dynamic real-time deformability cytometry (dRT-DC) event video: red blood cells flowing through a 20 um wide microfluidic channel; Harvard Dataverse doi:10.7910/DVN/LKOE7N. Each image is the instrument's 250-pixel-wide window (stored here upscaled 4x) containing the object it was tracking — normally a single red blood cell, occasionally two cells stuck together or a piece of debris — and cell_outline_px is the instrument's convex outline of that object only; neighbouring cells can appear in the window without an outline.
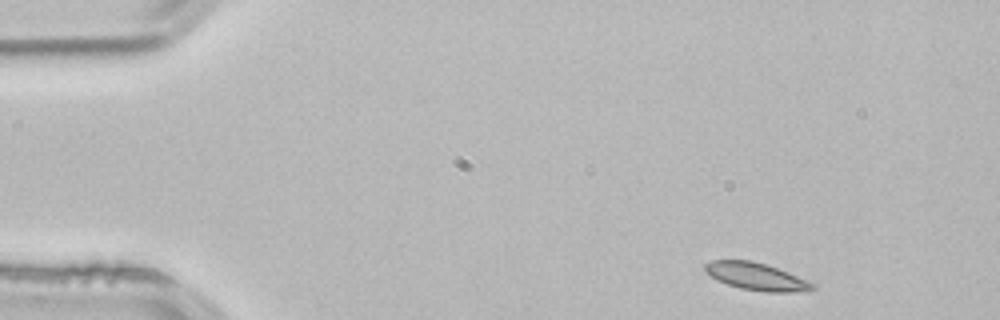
{"species": "common noctule bat (a hibernating species)", "species_latin": "Nyctalus noctula", "temperature_condition": "room temperature", "stored_images_in_passage": 49, "camera_frame_rate_fps": 3000, "um_per_image_px": 0.085, "animal": {"sex": "male", "body_mass_g": 21.5, "forearm_length_mm": 52.0}, "frame": {"image": 1, "passage_image": 2, "time_ms": 0.333, "image_size_px": [1000, 320], "cell_outline_px": [[816, 288], [792, 292], [768, 292], [740, 288], [716, 280], [704, 272], [704, 264], [712, 260], [752, 260], [776, 268], [816, 284]], "centroid_in_image_um": [64.22, 23.49], "position_along_channel_um": 20.8, "area_um2": 16.94}}
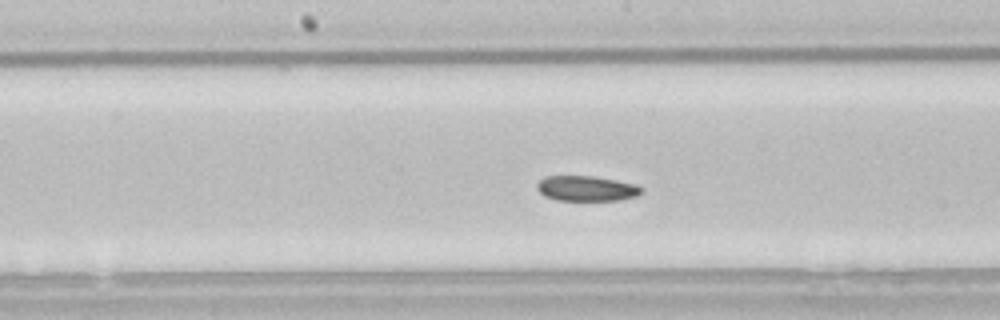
{"frame": {"image": 2, "passage_image": 23, "time_ms": 7.333, "image_size_px": [1000, 320], "cell_outline_px": [[644, 192], [636, 196], [620, 200], [556, 200], [544, 196], [536, 188], [536, 184], [544, 176], [592, 176], [616, 180], [636, 184], [644, 188]], "centroid_in_image_um": [49.87, 16.02], "position_along_channel_um": 198.3, "area_um2": 15.49}}
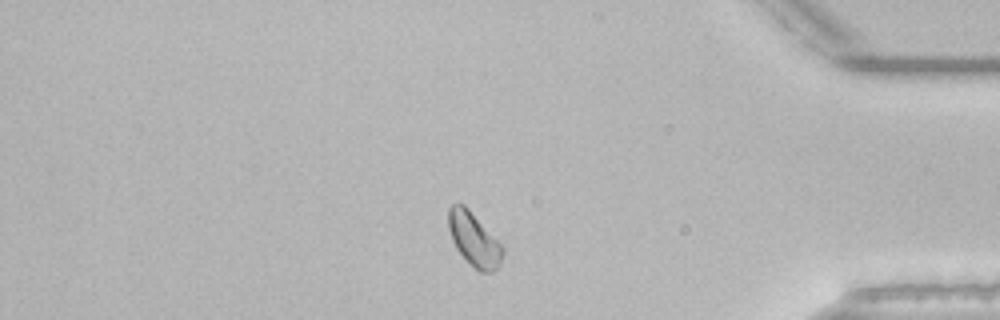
{"frame": {"image": 3, "passage_image": 41, "time_ms": 13.333, "image_size_px": [1000, 320], "cell_outline_px": [[504, 252], [500, 264], [492, 272], [480, 272], [456, 248], [452, 240], [448, 228], [448, 208], [452, 204], [464, 204], [468, 208], [504, 248]], "centroid_in_image_um": [40.28, 20.33], "position_along_channel_um": 394.9, "area_um2": 16.53}, "authors_computed_cell_mechanics": {"area_um2": 16.5308, "velocity_mm_per_s": 3.7934, "shape_relaxation_time_tau1_ms": 5.4351, "shape_relaxation_time_tau2_ms": null, "deformation_change_tau1": 0.0719, "deformation_change_tau2": null}}